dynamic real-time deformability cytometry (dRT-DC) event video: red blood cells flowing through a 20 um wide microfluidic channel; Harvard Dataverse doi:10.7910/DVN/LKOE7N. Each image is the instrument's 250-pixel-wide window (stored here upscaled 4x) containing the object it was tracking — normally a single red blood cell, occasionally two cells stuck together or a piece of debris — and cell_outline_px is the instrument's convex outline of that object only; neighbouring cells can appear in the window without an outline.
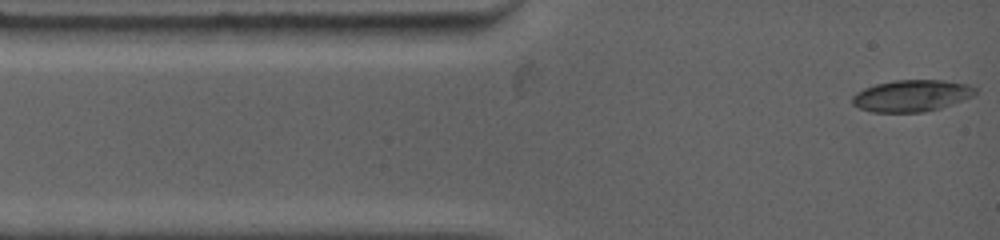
{"species": "common noctule bat (a hibernating species)", "species_latin": "Nyctalus noctula", "temperature_condition": "warm", "stored_images_in_passage": 19, "camera_frame_rate_fps": 4500, "um_per_image_px": 0.085, "animal": {"sex": "female", "body_mass_g": 19.0, "forearm_length_mm": 53.3}, "frame": {"image": 1, "passage_image": 1, "time_ms": 0.0, "image_size_px": [1000, 240], "cell_outline_px": [[976, 92], [972, 96], [952, 104], [940, 108], [924, 112], [872, 112], [860, 108], [852, 104], [852, 96], [856, 92], [864, 88], [876, 84], [896, 80], [944, 80], [968, 84], [976, 88]], "centroid_in_image_um": [77.47, 8.13], "position_along_channel_um": 7.5, "area_um2": 22.66}}
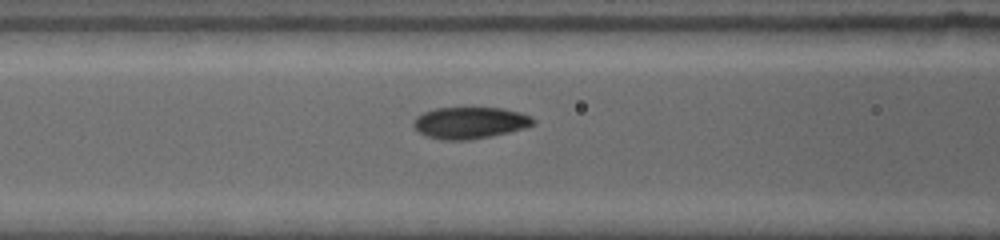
{"frame": {"image": 2, "passage_image": 11, "time_ms": 4.222, "image_size_px": [1000, 240], "cell_outline_px": [[536, 124], [524, 128], [492, 136], [472, 140], [440, 140], [424, 136], [412, 124], [412, 120], [416, 116], [424, 112], [436, 108], [504, 108], [520, 112], [532, 116], [536, 120]], "centroid_in_image_um": [39.95, 10.44], "position_along_channel_um": 126.6, "area_um2": 22.37}}
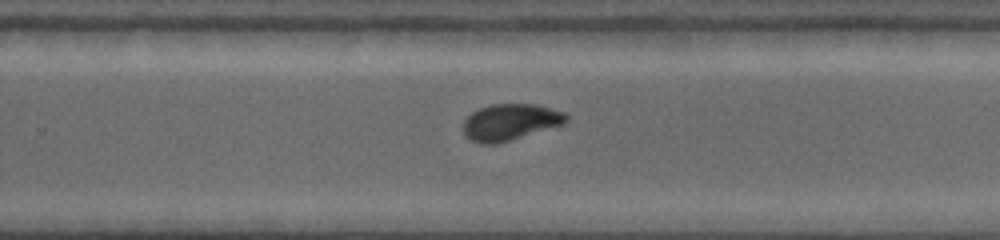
{"frame": {"image": 3, "passage_image": 19, "time_ms": 8.444, "image_size_px": [1000, 240], "cell_outline_px": [[568, 120], [564, 124], [496, 144], [480, 144], [464, 136], [464, 120], [472, 112], [480, 108], [492, 104], [536, 104], [564, 112], [568, 116]], "centroid_in_image_um": [43.36, 10.37], "position_along_channel_um": 286.4, "area_um2": 21.73}}